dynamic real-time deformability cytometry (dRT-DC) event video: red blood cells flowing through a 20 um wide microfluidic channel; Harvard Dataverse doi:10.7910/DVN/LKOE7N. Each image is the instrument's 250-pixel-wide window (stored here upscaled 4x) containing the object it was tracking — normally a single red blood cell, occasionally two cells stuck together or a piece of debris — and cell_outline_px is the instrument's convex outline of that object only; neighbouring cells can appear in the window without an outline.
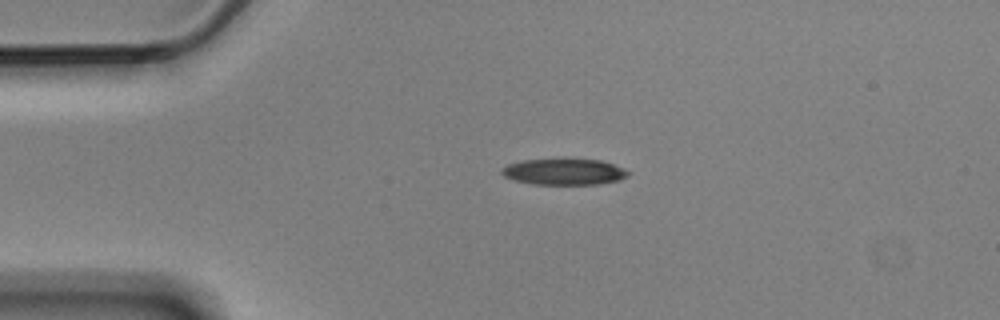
{"species": "Egyptian fruit bat (a non-hibernating species)", "species_latin": "Rousettus aegyptiacus", "temperature_condition": "cold", "stored_images_in_passage": 3, "camera_frame_rate_fps": 3000, "um_per_image_px": 0.085, "animal": {"sex": "male"}, "frame": {"image": 1, "passage_image": 2, "time_ms": 0.333, "image_size_px": [1000, 320], "cell_outline_px": [[632, 172], [628, 176], [620, 180], [600, 184], [532, 184], [512, 180], [504, 176], [500, 172], [508, 164], [524, 160], [600, 160], [624, 168]], "centroid_in_image_um": [47.98, 14.62], "position_along_channel_um": 37.0, "area_um2": 19.07}}